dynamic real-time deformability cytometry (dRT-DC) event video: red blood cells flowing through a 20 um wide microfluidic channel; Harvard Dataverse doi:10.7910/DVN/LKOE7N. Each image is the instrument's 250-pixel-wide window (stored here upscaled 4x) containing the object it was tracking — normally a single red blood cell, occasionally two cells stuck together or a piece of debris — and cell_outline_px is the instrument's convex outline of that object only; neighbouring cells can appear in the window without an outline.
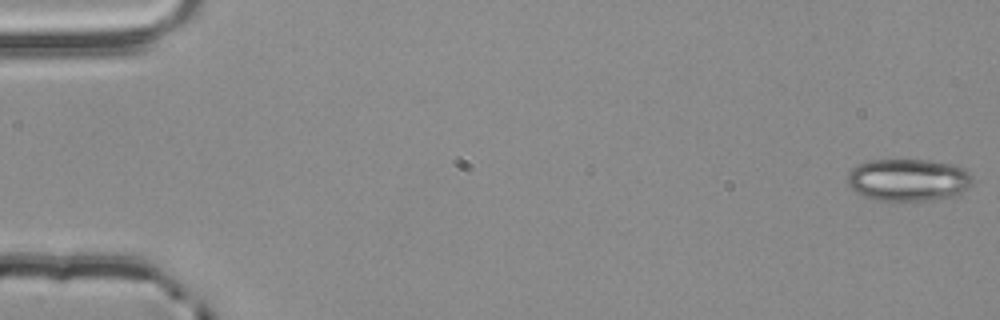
{"species": "common noctule bat (a hibernating species)", "species_latin": "Nyctalus noctula", "temperature_condition": "room temperature", "stored_images_in_passage": 4, "camera_frame_rate_fps": 3000, "um_per_image_px": 0.085, "animal": {"sex": "male", "body_mass_g": 20.4}, "frame": {"image": 1, "passage_image": 1, "time_ms": 0.0, "image_size_px": [1000, 320], "cell_outline_px": [[972, 184], [968, 188], [952, 196], [928, 200], [872, 200], [856, 192], [848, 184], [848, 176], [852, 168], [856, 164], [868, 160], [928, 160], [952, 164], [964, 168], [972, 176]], "centroid_in_image_um": [77.19, 15.28], "position_along_channel_um": 7.8, "area_um2": 30.75}}